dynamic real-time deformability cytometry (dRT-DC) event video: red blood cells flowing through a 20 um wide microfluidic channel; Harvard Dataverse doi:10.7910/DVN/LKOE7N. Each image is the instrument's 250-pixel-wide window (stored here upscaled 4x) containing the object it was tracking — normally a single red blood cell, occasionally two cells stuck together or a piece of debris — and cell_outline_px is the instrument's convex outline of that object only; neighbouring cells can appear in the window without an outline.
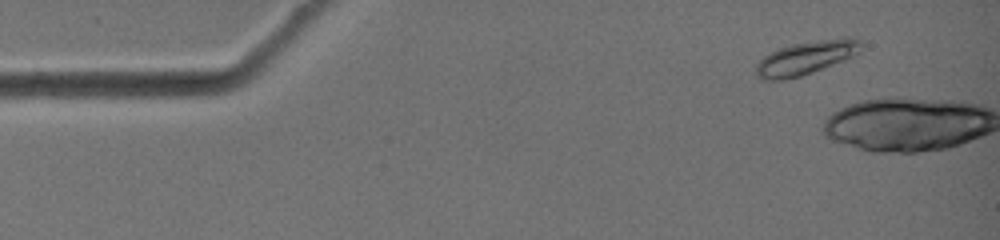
{"species": "common noctule bat (a hibernating species)", "species_latin": "Nyctalus noctula", "temperature_condition": "warm", "stored_images_in_passage": 2, "camera_frame_rate_fps": 3000, "um_per_image_px": 0.085, "animal": {"sex": "female", "body_mass_g": 19.0, "forearm_length_mm": 51.5}, "frame": {"image": 1, "passage_image": 1, "time_ms": 0.0, "image_size_px": [1000, 240], "cell_outline_px": [[860, 44], [856, 52], [852, 56], [844, 60], [812, 72], [800, 76], [784, 80], [764, 80], [756, 76], [756, 64], [764, 56], [780, 48], [792, 44], [840, 36], [852, 36], [860, 40]], "centroid_in_image_um": [68.49, 4.9], "position_along_channel_um": 16.5, "area_um2": 20.4}}